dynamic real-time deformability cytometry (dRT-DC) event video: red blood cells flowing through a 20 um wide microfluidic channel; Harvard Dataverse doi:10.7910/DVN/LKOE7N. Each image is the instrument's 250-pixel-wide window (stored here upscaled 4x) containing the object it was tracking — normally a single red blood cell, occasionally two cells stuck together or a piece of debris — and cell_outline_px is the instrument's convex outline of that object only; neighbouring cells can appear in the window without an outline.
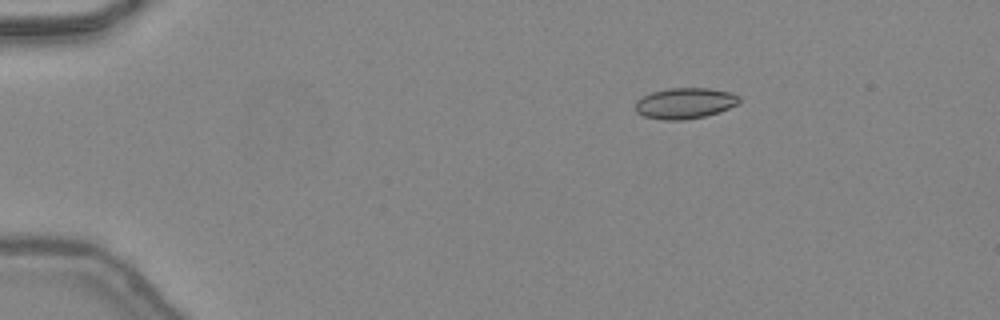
{"species": "common noctule bat (a hibernating species)", "species_latin": "Nyctalus noctula", "temperature_condition": "warm", "stored_images_in_passage": 48, "camera_frame_rate_fps": 3000, "um_per_image_px": 0.085, "animal": {"sex": "female", "body_mass_g": 24.6, "forearm_length_mm": 56.2}, "frame": {"image": 1, "passage_image": 9, "time_ms": 2.667, "image_size_px": [1000, 320], "cell_outline_px": [[740, 100], [736, 104], [720, 112], [704, 116], [684, 120], [664, 120], [644, 116], [636, 112], [636, 100], [652, 92], [668, 88], [708, 88], [732, 92], [740, 96]], "centroid_in_image_um": [58.23, 8.77], "position_along_channel_um": 26.8, "area_um2": 18.67}}
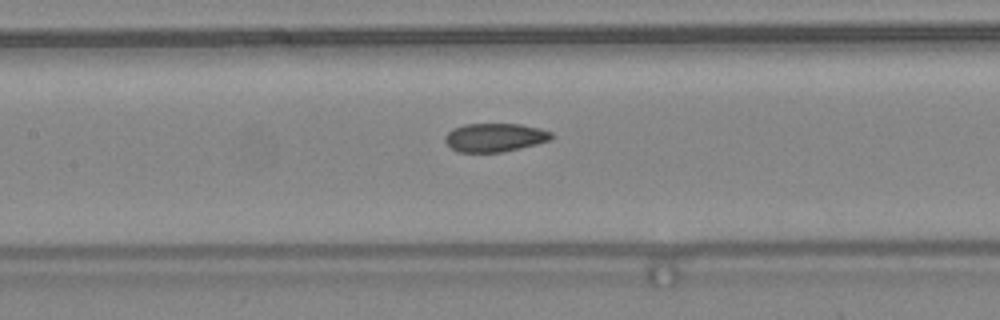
{"frame": {"image": 2, "passage_image": 24, "time_ms": 7.667, "image_size_px": [1000, 320], "cell_outline_px": [[552, 136], [548, 140], [536, 144], [504, 152], [456, 152], [444, 140], [444, 136], [452, 128], [464, 124], [520, 124], [540, 128], [552, 132]], "centroid_in_image_um": [42.02, 11.68], "position_along_channel_um": 165.4, "area_um2": 17.69}}
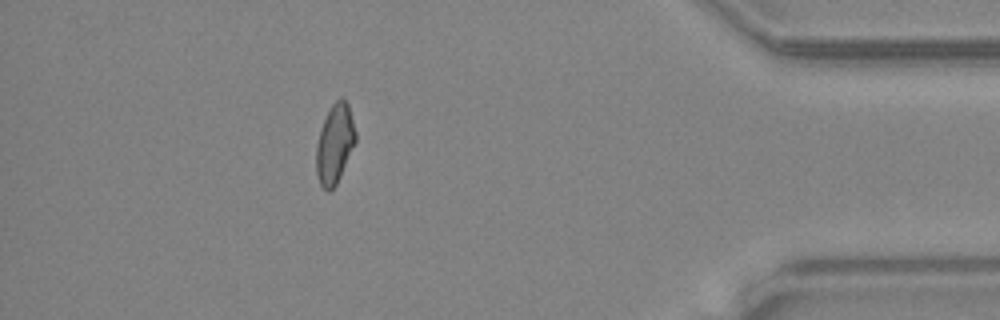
{"frame": {"image": 3, "passage_image": 43, "time_ms": 14.0, "image_size_px": [1000, 320], "cell_outline_px": [[356, 140], [340, 176], [336, 184], [328, 192], [320, 184], [316, 172], [316, 144], [320, 128], [332, 104], [340, 96], [348, 104], [356, 132]], "centroid_in_image_um": [28.44, 12.21], "position_along_channel_um": 406.8, "area_um2": 17.98}, "authors_computed_cell_mechanics": {"area_um2": 18.3226, "velocity_mm_per_s": 4.4759, "shape_relaxation_time_tau1_ms": 11.1351, "shape_relaxation_time_tau2_ms": 1.8175, "deformation_change_tau1": 0.1752, "deformation_change_tau2": 0.0601}}